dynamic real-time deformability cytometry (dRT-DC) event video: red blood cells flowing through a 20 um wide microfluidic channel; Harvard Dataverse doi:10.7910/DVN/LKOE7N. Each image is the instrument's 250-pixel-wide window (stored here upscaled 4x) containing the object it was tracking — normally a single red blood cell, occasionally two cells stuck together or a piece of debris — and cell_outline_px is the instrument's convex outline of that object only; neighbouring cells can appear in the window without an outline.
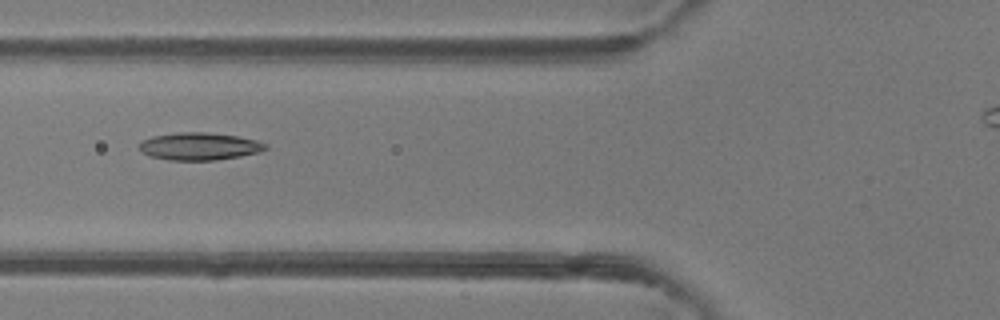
{"species": "common noctule bat (a hibernating species)", "species_latin": "Nyctalus noctula", "temperature_condition": "room temperature", "stored_images_in_passage": 6, "camera_frame_rate_fps": 3000, "um_per_image_px": 0.085, "animal": {"sex": "female"}, "frame": {"image": 1, "passage_image": 6, "time_ms": 1.667, "image_size_px": [1000, 320], "cell_outline_px": [[268, 148], [260, 152], [240, 156], [216, 160], [168, 160], [152, 156], [144, 152], [140, 148], [140, 140], [152, 136], [176, 132], [204, 132], [236, 136], [256, 140], [268, 144]], "centroid_in_image_um": [16.96, 12.43], "position_along_channel_um": 108.8, "area_um2": 20.17}}